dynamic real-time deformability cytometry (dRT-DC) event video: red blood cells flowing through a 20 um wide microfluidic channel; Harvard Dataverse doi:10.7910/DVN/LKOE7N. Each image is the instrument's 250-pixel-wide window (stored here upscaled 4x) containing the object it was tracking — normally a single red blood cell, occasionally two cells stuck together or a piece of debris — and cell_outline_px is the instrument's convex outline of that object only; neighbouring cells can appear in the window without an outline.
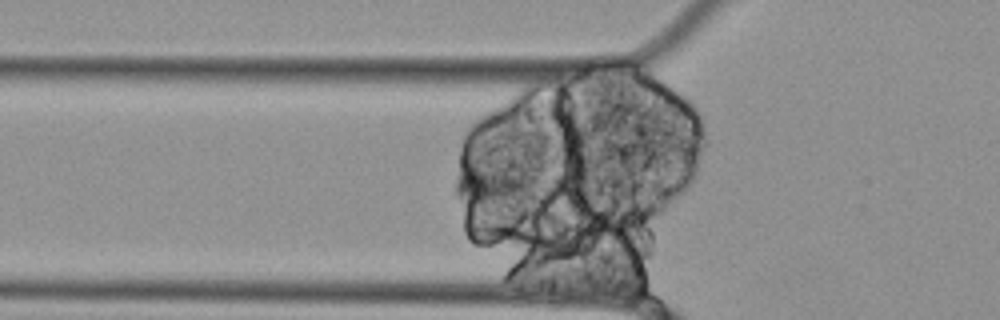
{"species": "Egyptian fruit bat (a non-hibernating species)", "species_latin": "Rousettus aegyptiacus", "temperature_condition": "cold", "stored_images_in_passage": 13, "camera_frame_rate_fps": 3000, "um_per_image_px": 0.085, "animal": {"sex": "female"}, "frame": {"image": 1, "passage_image": 5, "time_ms": 1.333, "image_size_px": [1000, 320], "cell_outline_px": [[524, 184], [520, 192], [476, 200], [456, 196], [452, 192], [452, 188], [456, 172], [464, 164], [512, 172]], "centroid_in_image_um": [41.18, 15.54], "position_along_channel_um": 84.6, "area_um2": 13.35}}